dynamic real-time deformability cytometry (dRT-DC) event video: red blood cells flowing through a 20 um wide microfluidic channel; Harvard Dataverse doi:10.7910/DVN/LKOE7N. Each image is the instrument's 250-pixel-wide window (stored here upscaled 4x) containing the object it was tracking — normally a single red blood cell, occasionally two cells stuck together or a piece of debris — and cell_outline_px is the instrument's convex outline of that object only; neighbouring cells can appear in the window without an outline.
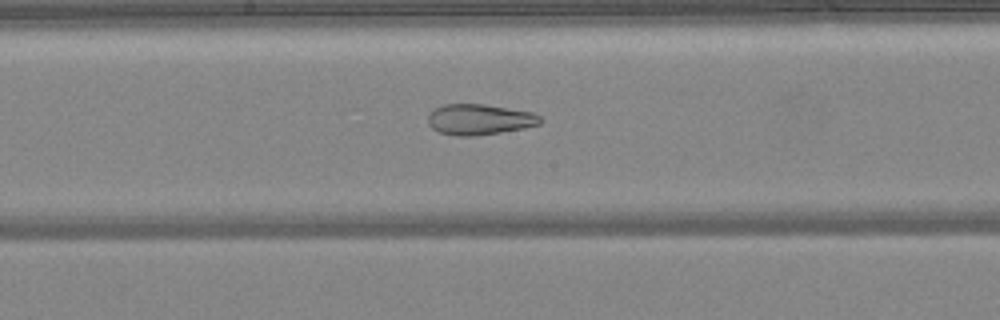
{"species": "common noctule bat (a hibernating species)", "species_latin": "Nyctalus noctula", "temperature_condition": "warm", "stored_images_in_passage": 49, "camera_frame_rate_fps": 3000, "um_per_image_px": 0.085, "animal": {"sex": "female", "body_mass_g": 24.6, "forearm_length_mm": 56.2}, "frame": {"image": 1, "passage_image": 26, "time_ms": 8.333, "image_size_px": [1000, 320], "cell_outline_px": [[544, 120], [540, 124], [524, 128], [476, 136], [456, 136], [440, 132], [432, 128], [428, 124], [428, 116], [436, 108], [444, 104], [484, 104], [532, 112], [540, 116]], "centroid_in_image_um": [40.77, 10.16], "position_along_channel_um": 207.4, "area_um2": 20.06}}
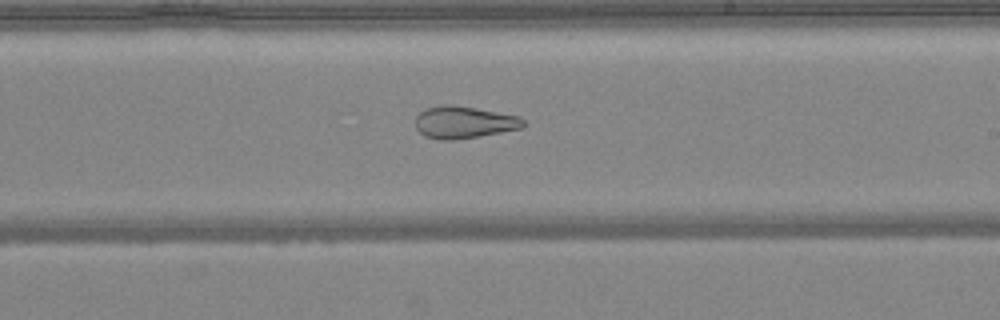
{"frame": {"image": 2, "passage_image": 29, "time_ms": 9.333, "image_size_px": [1000, 320], "cell_outline_px": [[528, 124], [524, 128], [480, 136], [452, 140], [440, 140], [424, 136], [416, 128], [416, 116], [424, 108], [440, 104], [452, 104], [476, 108], [520, 116]], "centroid_in_image_um": [39.45, 10.39], "position_along_channel_um": 249.5, "area_um2": 20.58}}
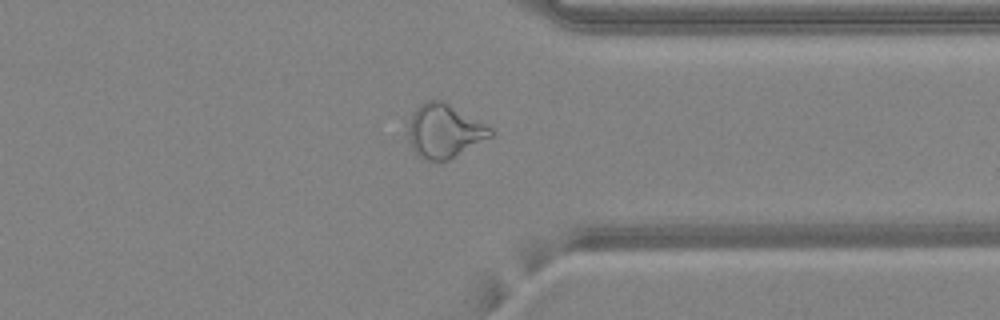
{"frame": {"image": 3, "passage_image": 38, "time_ms": 12.333, "image_size_px": [1000, 320], "cell_outline_px": [[496, 136], [448, 160], [420, 160], [412, 148], [408, 136], [408, 128], [412, 116], [416, 108], [420, 104], [428, 100], [444, 100], [492, 128], [496, 132]], "centroid_in_image_um": [37.82, 11.15], "position_along_channel_um": 373.6, "area_um2": 26.13}, "authors_computed_cell_mechanics": {"area_um2": 27.8018, "velocity_mm_per_s": 4.2379, "shape_relaxation_time_tau1_ms": null, "shape_relaxation_time_tau2_ms": 2.2015, "deformation_change_tau1": null, "deformation_change_tau2": 0.1129}}